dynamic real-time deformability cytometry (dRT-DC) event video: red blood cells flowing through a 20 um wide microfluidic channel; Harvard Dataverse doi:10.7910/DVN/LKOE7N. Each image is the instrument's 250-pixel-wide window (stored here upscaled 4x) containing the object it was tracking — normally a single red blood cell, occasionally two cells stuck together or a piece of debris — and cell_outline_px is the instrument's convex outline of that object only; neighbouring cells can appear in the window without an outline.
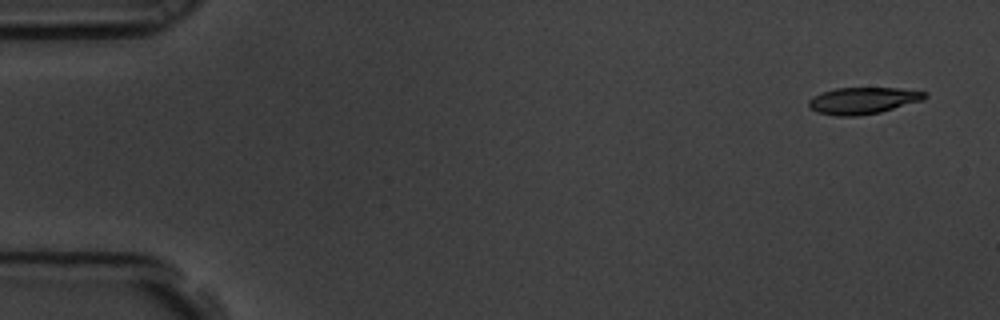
{"species": "common noctule bat (a hibernating species)", "species_latin": "Nyctalus noctula", "temperature_condition": "room temperature", "stored_images_in_passage": 5, "camera_frame_rate_fps": 3000, "um_per_image_px": 0.085, "animal": {"sex": "male", "body_mass_g": 19.5, "forearm_length_mm": 54.6}, "frame": {"image": 1, "passage_image": 1, "time_ms": 0.0, "image_size_px": [1000, 320], "cell_outline_px": [[928, 96], [924, 100], [880, 112], [856, 116], [836, 116], [816, 112], [808, 108], [808, 100], [812, 96], [836, 88], [900, 88], [928, 92]], "centroid_in_image_um": [73.35, 8.55], "position_along_channel_um": 11.6, "area_um2": 18.21}}
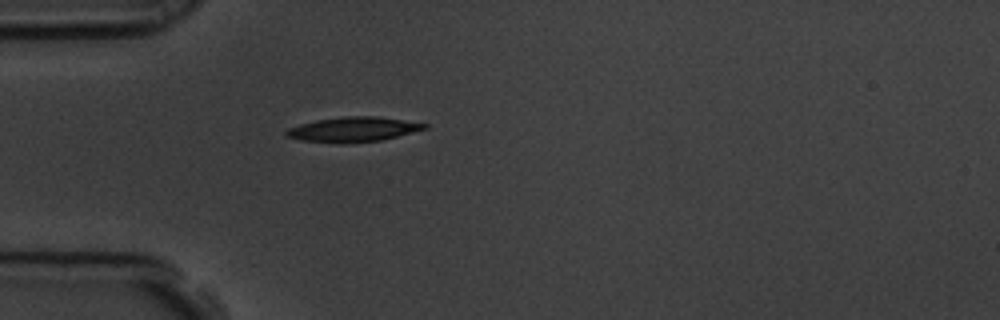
{"frame": {"image": 2, "passage_image": 5, "time_ms": 1.333, "image_size_px": [1000, 320], "cell_outline_px": [[428, 128], [380, 140], [344, 144], [300, 140], [288, 136], [284, 132], [288, 128], [300, 124], [316, 120], [344, 116], [376, 116], [428, 124]], "centroid_in_image_um": [29.99, 11.0], "position_along_channel_um": 55.0, "area_um2": 19.83}}